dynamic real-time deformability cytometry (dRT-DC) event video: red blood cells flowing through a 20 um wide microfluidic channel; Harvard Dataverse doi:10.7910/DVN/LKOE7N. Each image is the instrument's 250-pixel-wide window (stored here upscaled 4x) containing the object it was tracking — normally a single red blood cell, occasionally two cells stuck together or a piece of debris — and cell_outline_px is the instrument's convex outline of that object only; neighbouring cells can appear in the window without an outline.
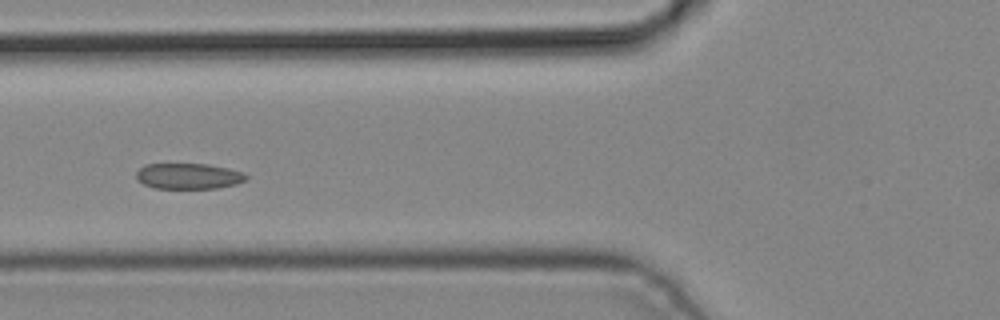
{"species": "common noctule bat (a hibernating species)", "species_latin": "Nyctalus noctula", "temperature_condition": "cold", "stored_images_in_passage": 6, "camera_frame_rate_fps": 3000, "um_per_image_px": 0.085, "animal": {"sex": "male", "body_mass_g": 19.2, "forearm_length_mm": 51.8}, "frame": {"image": 1, "passage_image": 6, "time_ms": 1.667, "image_size_px": [1000, 320], "cell_outline_px": [[248, 180], [236, 184], [216, 188], [156, 188], [144, 184], [136, 180], [136, 172], [144, 164], [208, 164], [228, 168], [244, 172], [248, 176]], "centroid_in_image_um": [16.04, 14.96], "position_along_channel_um": 109.8, "area_um2": 16.59}}